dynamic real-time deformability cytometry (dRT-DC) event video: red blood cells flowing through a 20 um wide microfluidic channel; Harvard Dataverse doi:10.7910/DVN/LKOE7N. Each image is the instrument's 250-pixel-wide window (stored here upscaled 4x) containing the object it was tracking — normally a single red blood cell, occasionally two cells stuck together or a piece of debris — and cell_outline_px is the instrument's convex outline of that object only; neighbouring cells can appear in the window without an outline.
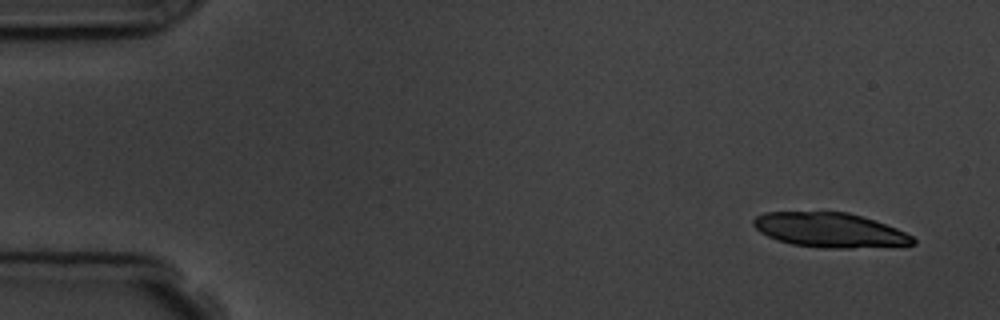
{"species": "common noctule bat (a hibernating species)", "species_latin": "Nyctalus noctula", "temperature_condition": "room temperature", "stored_images_in_passage": 4, "camera_frame_rate_fps": 3000, "um_per_image_px": 0.085, "animal": {"sex": "male", "body_mass_g": 19.5, "forearm_length_mm": 54.6}, "frame": {"image": 1, "passage_image": 1, "time_ms": 0.0, "image_size_px": [1000, 320], "cell_outline_px": [[916, 244], [852, 248], [820, 248], [792, 244], [768, 236], [760, 232], [752, 224], [752, 220], [756, 216], [764, 212], [848, 212], [896, 228], [912, 236], [916, 240]], "centroid_in_image_um": [70.5, 19.56], "position_along_channel_um": 14.5, "area_um2": 31.85}}